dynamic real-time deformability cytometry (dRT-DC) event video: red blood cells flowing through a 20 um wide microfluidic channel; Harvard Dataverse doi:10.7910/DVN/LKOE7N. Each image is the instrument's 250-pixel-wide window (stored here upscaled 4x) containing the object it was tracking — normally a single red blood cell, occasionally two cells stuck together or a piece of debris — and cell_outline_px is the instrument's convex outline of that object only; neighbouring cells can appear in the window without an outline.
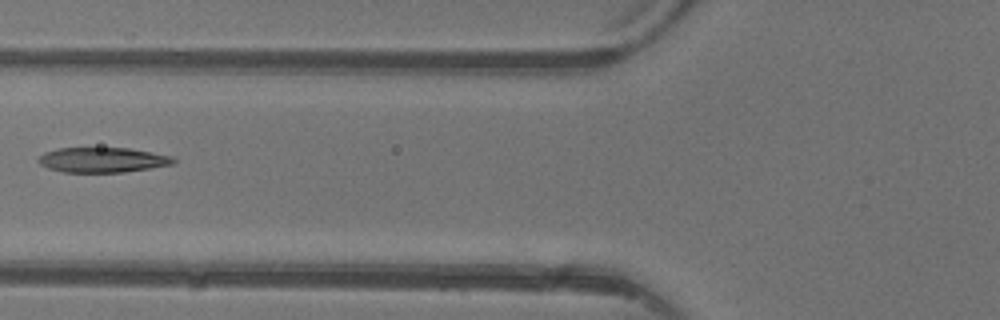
{"species": "common noctule bat (a hibernating species)", "species_latin": "Nyctalus noctula", "temperature_condition": "warm", "stored_images_in_passage": 4, "camera_frame_rate_fps": 3000, "um_per_image_px": 0.085, "animal": {"sex": "female"}, "frame": {"image": 1, "passage_image": 4, "time_ms": 3.667, "image_size_px": [1000, 320], "cell_outline_px": [[176, 160], [172, 164], [124, 172], [64, 172], [48, 168], [40, 164], [36, 160], [44, 152], [56, 148], [128, 148], [172, 156]], "centroid_in_image_um": [8.66, 13.59], "position_along_channel_um": 117.1, "area_um2": 19.54}}